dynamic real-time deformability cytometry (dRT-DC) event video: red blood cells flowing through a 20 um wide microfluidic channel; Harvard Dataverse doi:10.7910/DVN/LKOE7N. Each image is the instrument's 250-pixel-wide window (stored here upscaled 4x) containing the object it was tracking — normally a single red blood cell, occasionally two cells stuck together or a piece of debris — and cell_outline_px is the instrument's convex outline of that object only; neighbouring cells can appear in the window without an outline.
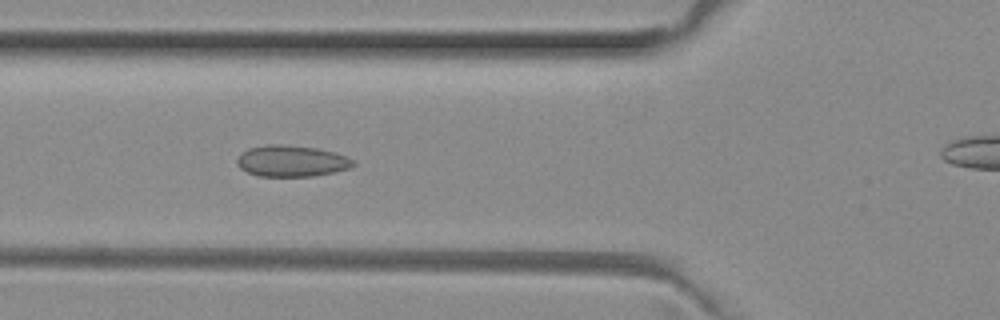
{"species": "common noctule bat (a hibernating species)", "species_latin": "Nyctalus noctula", "temperature_condition": "room temperature", "stored_images_in_passage": 35, "camera_frame_rate_fps": 3000, "um_per_image_px": 0.085, "animal": {"sex": "female", "body_mass_g": 29.2, "forearm_length_mm": 56.3}, "frame": {"image": 1, "passage_image": 9, "time_ms": 2.667, "image_size_px": [1000, 320], "cell_outline_px": [[356, 164], [348, 168], [332, 172], [312, 176], [260, 176], [248, 172], [240, 168], [236, 164], [236, 160], [248, 148], [268, 144], [284, 144], [316, 148], [348, 156], [356, 160]], "centroid_in_image_um": [24.79, 13.68], "position_along_channel_um": 101.0, "area_um2": 21.1}}
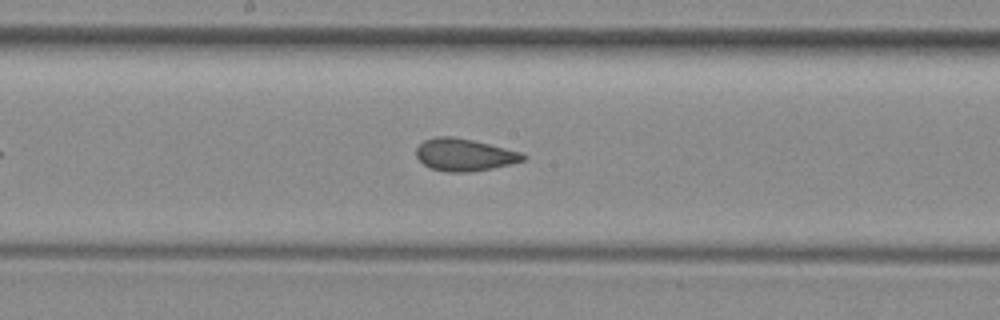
{"frame": {"image": 2, "passage_image": 17, "time_ms": 5.333, "image_size_px": [1000, 320], "cell_outline_px": [[528, 156], [524, 160], [492, 168], [468, 172], [448, 172], [432, 168], [424, 164], [416, 156], [416, 148], [424, 140], [436, 136], [452, 136], [472, 140], [524, 152]], "centroid_in_image_um": [39.49, 13.14], "position_along_channel_um": 208.7, "area_um2": 20.06}}
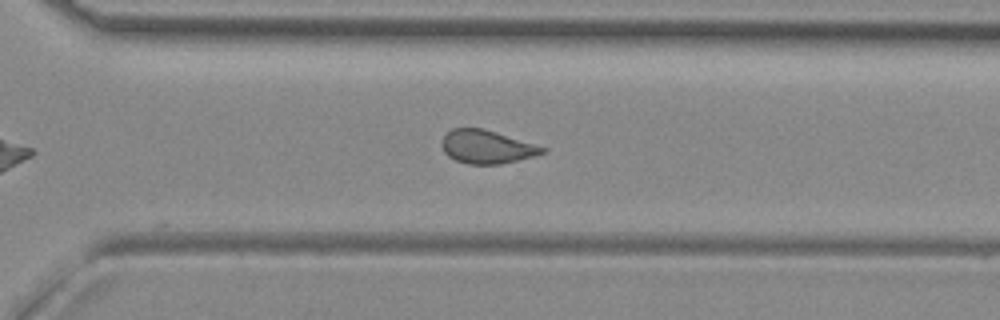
{"frame": {"image": 3, "passage_image": 26, "time_ms": 8.333, "image_size_px": [1000, 320], "cell_outline_px": [[548, 152], [500, 164], [468, 164], [456, 160], [448, 156], [444, 152], [440, 144], [440, 140], [452, 128], [484, 128], [548, 148]], "centroid_in_image_um": [41.36, 12.47], "position_along_channel_um": 329.2, "area_um2": 19.59}, "authors_computed_cell_mechanics": {"area_um2": 20.0566, "velocity_mm_per_s": 4.0313, "shape_relaxation_time_tau1_ms": null, "shape_relaxation_time_tau2_ms": 1.3732, "deformation_change_tau1": null, "deformation_change_tau2": 0.0766}}